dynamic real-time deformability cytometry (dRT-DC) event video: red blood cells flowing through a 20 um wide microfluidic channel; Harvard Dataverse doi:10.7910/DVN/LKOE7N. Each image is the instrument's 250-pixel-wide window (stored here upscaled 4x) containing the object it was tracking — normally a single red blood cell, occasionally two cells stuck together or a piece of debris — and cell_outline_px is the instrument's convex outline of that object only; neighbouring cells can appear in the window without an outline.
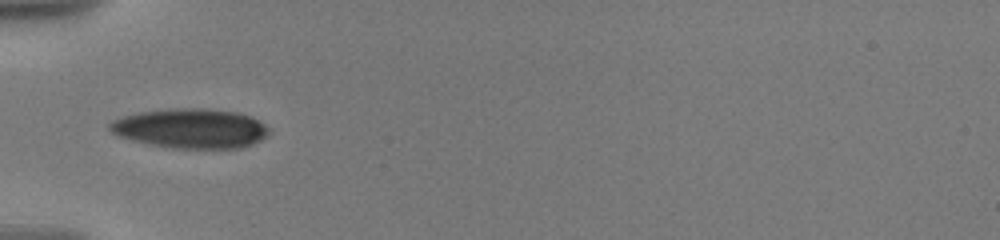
{"species": "human", "species_latin": "Homo sapiens", "temperature_condition": "warm", "stored_images_in_passage": 5, "camera_frame_rate_fps": 3000, "um_per_image_px": 0.085, "donor": {"sex": "male"}, "frame": {"image": 1, "passage_image": 1, "time_ms": 0.0, "image_size_px": [1000, 240], "cell_outline_px": [[268, 136], [252, 144], [240, 148], [172, 148], [148, 144], [116, 136], [108, 128], [108, 124], [112, 120], [124, 116], [140, 112], [172, 108], [204, 108], [240, 112], [252, 116], [264, 124], [268, 128]], "centroid_in_image_um": [16.2, 10.91], "position_along_channel_um": 68.8, "area_um2": 36.99}}
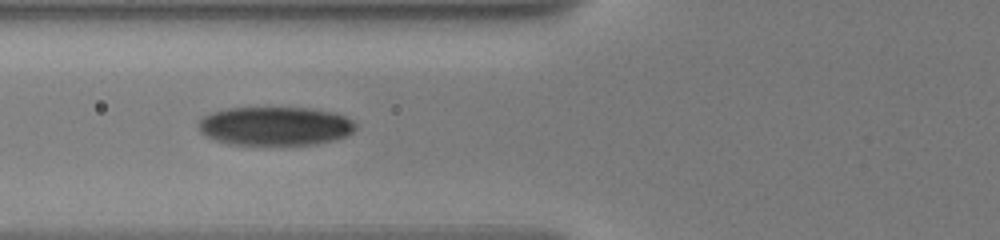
{"frame": {"image": 2, "passage_image": 3, "time_ms": 1.0, "image_size_px": [1000, 240], "cell_outline_px": [[356, 128], [352, 132], [336, 140], [316, 144], [228, 144], [204, 136], [200, 132], [200, 120], [204, 116], [212, 112], [228, 108], [312, 108], [332, 112], [344, 116], [352, 120], [356, 124]], "centroid_in_image_um": [23.4, 10.71], "position_along_channel_um": 102.4, "area_um2": 35.32}}
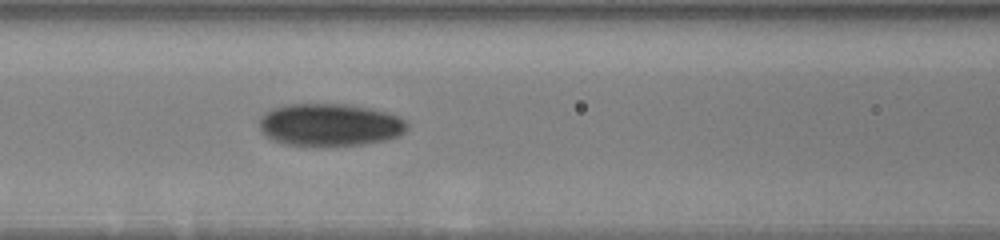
{"frame": {"image": 3, "passage_image": 5, "time_ms": 2.0, "image_size_px": [1000, 240], "cell_outline_px": [[408, 128], [400, 136], [388, 140], [364, 144], [336, 148], [324, 148], [284, 144], [260, 132], [260, 116], [264, 112], [272, 108], [288, 104], [348, 104], [388, 112], [404, 120], [408, 124]], "centroid_in_image_um": [28.04, 10.65], "position_along_channel_um": 138.6, "area_um2": 37.57}}